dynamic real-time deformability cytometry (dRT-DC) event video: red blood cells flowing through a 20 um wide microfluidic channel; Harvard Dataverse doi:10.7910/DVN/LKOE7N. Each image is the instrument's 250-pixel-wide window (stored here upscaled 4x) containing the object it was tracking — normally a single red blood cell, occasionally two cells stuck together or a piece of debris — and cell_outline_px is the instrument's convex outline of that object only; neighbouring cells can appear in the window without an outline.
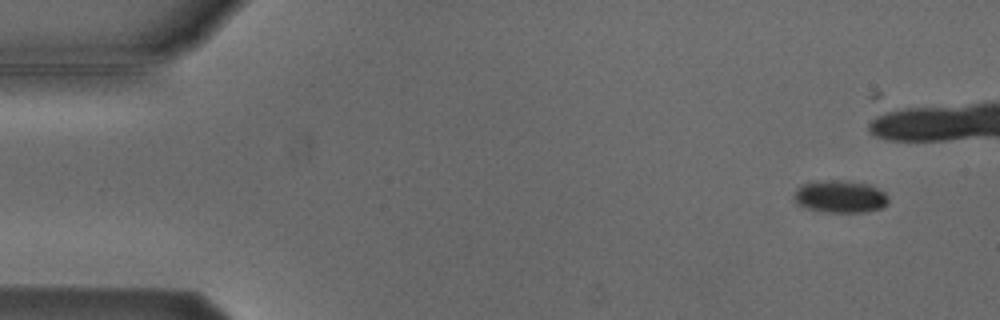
{"species": "Egyptian fruit bat (a non-hibernating species)", "species_latin": "Rousettus aegyptiacus", "temperature_condition": "cold", "stored_images_in_passage": 4, "camera_frame_rate_fps": 3000, "um_per_image_px": 0.085, "animal": {"sex": "male"}, "frame": {"image": 1, "passage_image": 2, "time_ms": 1.333, "image_size_px": [1000, 320], "cell_outline_px": [[888, 204], [884, 208], [864, 212], [828, 212], [808, 208], [796, 204], [792, 196], [796, 188], [804, 184], [828, 180], [840, 180], [868, 184], [884, 192], [888, 200]], "centroid_in_image_um": [71.4, 16.72], "position_along_channel_um": 13.6, "area_um2": 17.74}}